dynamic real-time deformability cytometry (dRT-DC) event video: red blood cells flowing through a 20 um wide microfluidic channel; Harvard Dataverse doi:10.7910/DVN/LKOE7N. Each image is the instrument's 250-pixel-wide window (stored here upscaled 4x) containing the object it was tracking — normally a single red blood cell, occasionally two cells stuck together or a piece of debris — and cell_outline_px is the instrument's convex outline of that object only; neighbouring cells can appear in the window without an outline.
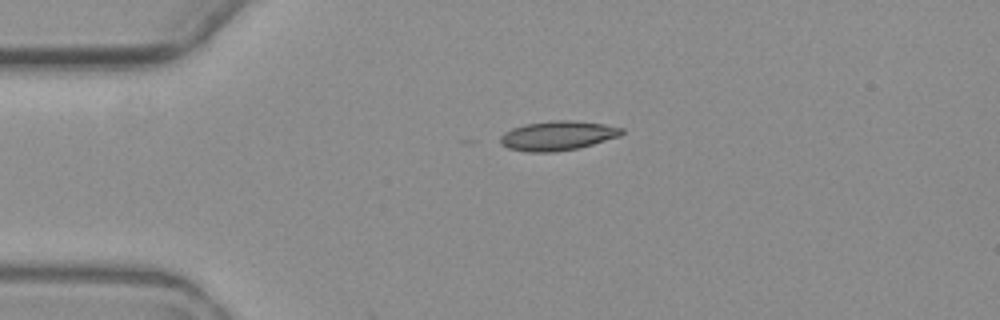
{"species": "common noctule bat (a hibernating species)", "species_latin": "Nyctalus noctula", "temperature_condition": "warm", "stored_images_in_passage": 2, "camera_frame_rate_fps": 3000, "um_per_image_px": 0.085, "animal": {"sex": "female", "body_mass_g": 19.3, "forearm_length_mm": 54.1}, "frame": {"image": 1, "passage_image": 1, "time_ms": 0.0, "image_size_px": [1000, 320], "cell_outline_px": [[624, 132], [620, 136], [592, 144], [576, 148], [552, 152], [528, 152], [508, 148], [500, 144], [500, 136], [504, 132], [512, 128], [524, 124], [556, 120], [572, 120], [604, 124], [624, 128]], "centroid_in_image_um": [47.38, 11.52], "position_along_channel_um": 37.6, "area_um2": 20.75}}